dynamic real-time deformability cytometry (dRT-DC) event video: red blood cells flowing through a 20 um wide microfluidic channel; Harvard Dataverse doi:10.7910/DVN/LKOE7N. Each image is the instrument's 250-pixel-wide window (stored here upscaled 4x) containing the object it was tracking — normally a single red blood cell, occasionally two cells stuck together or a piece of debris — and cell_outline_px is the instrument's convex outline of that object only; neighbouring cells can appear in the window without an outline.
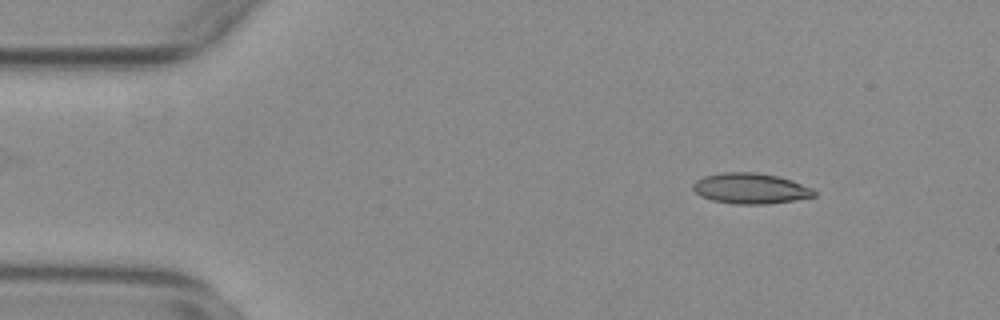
{"species": "common noctule bat (a hibernating species)", "species_latin": "Nyctalus noctula", "temperature_condition": "warm", "stored_images_in_passage": 54, "camera_frame_rate_fps": 3000, "um_per_image_px": 0.085, "animal": {"sex": "female", "body_mass_g": 29.2, "forearm_length_mm": 56.3}, "frame": {"image": 1, "passage_image": 6, "time_ms": 1.667, "image_size_px": [1000, 320], "cell_outline_px": [[816, 196], [792, 200], [764, 204], [736, 204], [712, 200], [700, 196], [692, 188], [692, 184], [696, 180], [704, 176], [724, 172], [756, 172], [776, 176], [792, 180], [812, 188], [816, 192]], "centroid_in_image_um": [63.77, 16.01], "position_along_channel_um": 21.2, "area_um2": 21.5}}
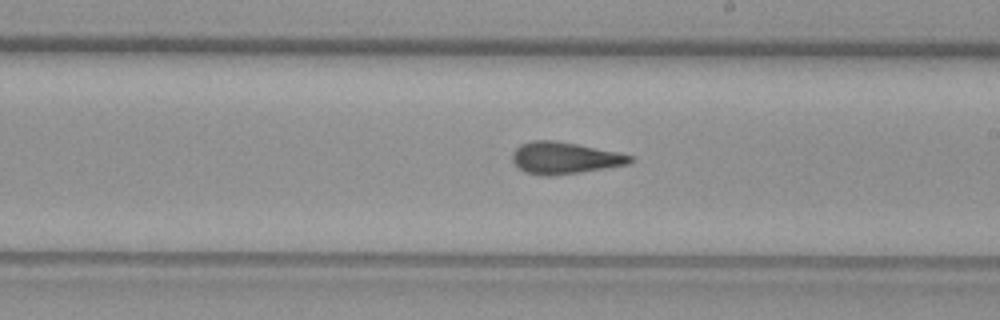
{"frame": {"image": 2, "passage_image": 30, "time_ms": 9.667, "image_size_px": [1000, 320], "cell_outline_px": [[632, 160], [628, 164], [580, 172], [552, 176], [544, 176], [524, 172], [512, 160], [512, 152], [520, 144], [532, 140], [556, 140], [616, 152], [632, 156]], "centroid_in_image_um": [47.93, 13.42], "position_along_channel_um": 241.1, "area_um2": 21.62}}
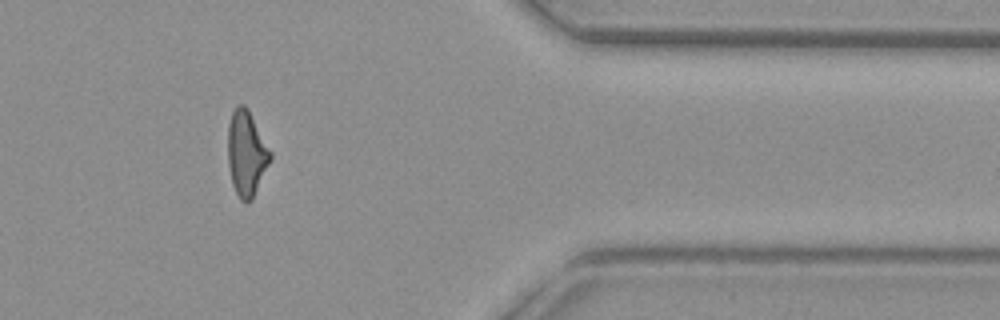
{"frame": {"image": 3, "passage_image": 44, "time_ms": 14.333, "image_size_px": [1000, 320], "cell_outline_px": [[272, 160], [252, 200], [248, 204], [244, 204], [240, 200], [232, 184], [228, 164], [228, 124], [232, 112], [236, 104], [244, 104], [248, 108], [272, 152]], "centroid_in_image_um": [20.96, 13.05], "position_along_channel_um": 390.4, "area_um2": 21.56}, "authors_computed_cell_mechanics": {"area_um2": 21.2415, "velocity_mm_per_s": 3.7551, "shape_relaxation_time_tau1_ms": null, "shape_relaxation_time_tau2_ms": 2.1611, "deformation_change_tau1": null, "deformation_change_tau2": 0.1134}}